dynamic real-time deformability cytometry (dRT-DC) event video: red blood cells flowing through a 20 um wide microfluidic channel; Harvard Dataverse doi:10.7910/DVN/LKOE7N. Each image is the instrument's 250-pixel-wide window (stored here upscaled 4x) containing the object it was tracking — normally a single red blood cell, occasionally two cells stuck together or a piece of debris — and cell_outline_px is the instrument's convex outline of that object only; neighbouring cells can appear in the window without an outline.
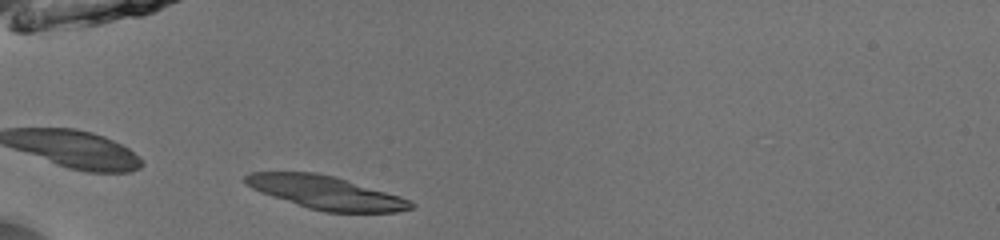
{"species": "common noctule bat (a hibernating species)", "species_latin": "Nyctalus noctula", "temperature_condition": "room temperature", "stored_images_in_passage": 24, "camera_frame_rate_fps": 3000, "um_per_image_px": 0.085, "animal": {"sex": "male", "body_mass_g": 13.0, "forearm_length_mm": 53.1}, "frame": {"image": 1, "passage_image": 1, "time_ms": 0.0, "image_size_px": [1000, 240], "cell_outline_px": [[416, 204], [412, 208], [396, 212], [324, 212], [308, 208], [260, 192], [244, 184], [244, 176], [252, 172], [316, 172], [336, 176], [400, 196], [412, 200]], "centroid_in_image_um": [27.71, 16.36], "position_along_channel_um": 57.3, "area_um2": 32.14}}
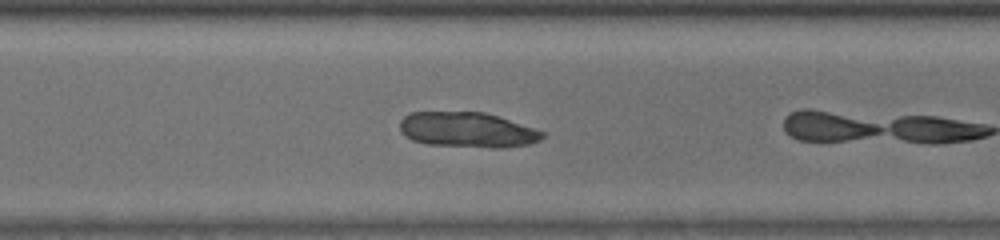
{"frame": {"image": 2, "passage_image": 20, "time_ms": 6.333, "image_size_px": [1000, 240], "cell_outline_px": [[544, 136], [540, 140], [532, 144], [504, 148], [488, 148], [428, 144], [412, 140], [404, 136], [400, 132], [400, 120], [404, 116], [412, 112], [484, 112], [544, 132]], "centroid_in_image_um": [39.7, 11.05], "position_along_channel_um": 330.9, "area_um2": 29.25}}